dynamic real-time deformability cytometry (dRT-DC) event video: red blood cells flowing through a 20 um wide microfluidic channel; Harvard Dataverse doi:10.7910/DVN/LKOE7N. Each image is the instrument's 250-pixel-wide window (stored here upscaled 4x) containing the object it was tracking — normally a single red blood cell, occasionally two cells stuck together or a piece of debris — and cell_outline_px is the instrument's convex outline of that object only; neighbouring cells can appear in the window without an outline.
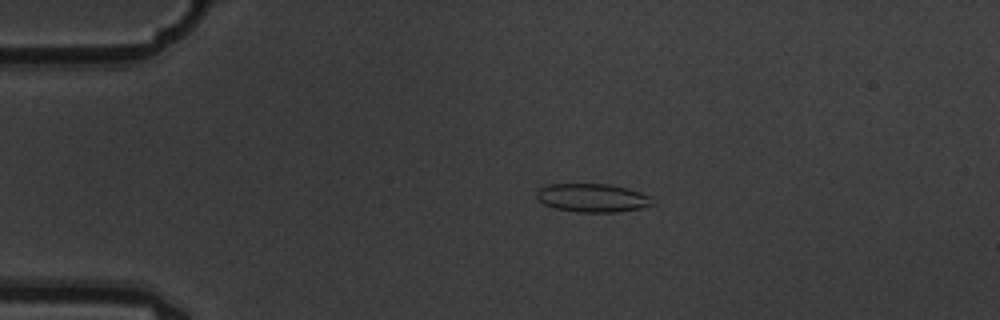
{"species": "common noctule bat (a hibernating species)", "species_latin": "Nyctalus noctula", "temperature_condition": "warm", "stored_images_in_passage": 4, "camera_frame_rate_fps": 3000, "um_per_image_px": 0.085, "animal": {"sex": "male", "body_mass_g": 19.5, "forearm_length_mm": 54.6}, "frame": {"image": 1, "passage_image": 3, "time_ms": 0.667, "image_size_px": [1000, 320], "cell_outline_px": [[656, 204], [640, 208], [616, 212], [576, 212], [556, 208], [544, 204], [536, 196], [536, 192], [540, 188], [548, 184], [608, 184], [628, 188], [652, 196]], "centroid_in_image_um": [50.41, 16.81], "position_along_channel_um": 34.6, "area_um2": 19.31}}